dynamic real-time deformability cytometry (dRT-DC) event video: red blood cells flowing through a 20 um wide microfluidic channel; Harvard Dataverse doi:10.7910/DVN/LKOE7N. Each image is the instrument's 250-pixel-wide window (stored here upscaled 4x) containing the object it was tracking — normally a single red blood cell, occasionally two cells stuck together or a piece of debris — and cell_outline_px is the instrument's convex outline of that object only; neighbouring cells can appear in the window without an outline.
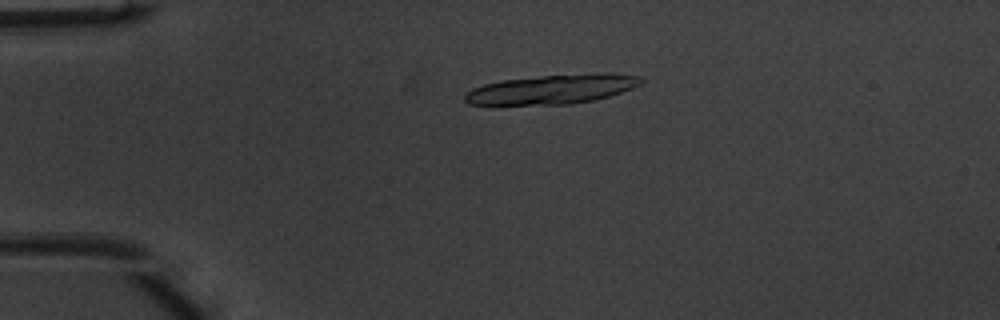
{"species": "common noctule bat (a hibernating species)", "species_latin": "Nyctalus noctula", "temperature_condition": "warm", "stored_images_in_passage": 15, "camera_frame_rate_fps": 3000, "um_per_image_px": 0.085, "animal": {"sex": "male", "body_mass_g": 20.1, "forearm_length_mm": 53.5}, "frame": {"image": 1, "passage_image": 9, "time_ms": 2.667, "image_size_px": [1000, 320], "cell_outline_px": [[644, 80], [640, 84], [632, 88], [608, 96], [592, 100], [568, 104], [468, 104], [464, 100], [464, 96], [472, 88], [484, 84], [500, 80], [540, 76], [600, 72], [604, 72], [640, 76]], "centroid_in_image_um": [46.95, 7.56], "position_along_channel_um": 38.1, "area_um2": 29.94}}